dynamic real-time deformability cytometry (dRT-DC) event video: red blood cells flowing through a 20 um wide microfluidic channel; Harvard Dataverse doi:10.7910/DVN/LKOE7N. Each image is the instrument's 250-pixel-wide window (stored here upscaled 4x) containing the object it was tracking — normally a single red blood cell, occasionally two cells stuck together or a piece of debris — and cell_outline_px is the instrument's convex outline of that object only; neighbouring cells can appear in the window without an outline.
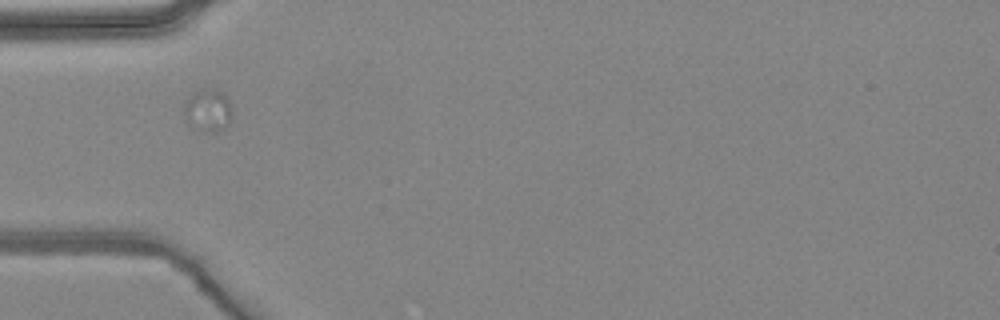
{"species": "common noctule bat (a hibernating species)", "species_latin": "Nyctalus noctula", "temperature_condition": "warm", "stored_images_in_passage": 3, "camera_frame_rate_fps": 3000, "um_per_image_px": 0.085, "animal": {"sex": "female", "body_mass_g": 24.6, "forearm_length_mm": 56.2}, "frame": {"image": 1, "passage_image": 1, "time_ms": 0.0, "image_size_px": [1000, 320], "cell_outline_px": [[232, 116], [228, 124], [224, 128], [212, 132], [200, 132], [188, 124], [184, 116], [184, 104], [188, 96], [192, 92], [200, 88], [220, 88], [224, 92], [232, 108]], "centroid_in_image_um": [17.66, 9.34], "position_along_channel_um": 67.3, "area_um2": 12.48}}
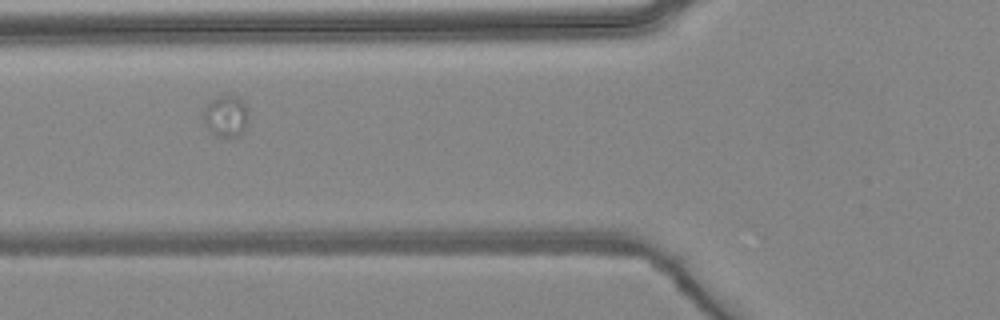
{"frame": {"image": 2, "passage_image": 2, "time_ms": 1.0, "image_size_px": [1000, 320], "cell_outline_px": [[248, 120], [244, 132], [240, 136], [216, 136], [208, 128], [204, 116], [204, 108], [212, 100], [220, 96], [236, 96], [248, 108]], "centroid_in_image_um": [19.25, 9.89], "position_along_channel_um": 106.5, "area_um2": 10.64}}